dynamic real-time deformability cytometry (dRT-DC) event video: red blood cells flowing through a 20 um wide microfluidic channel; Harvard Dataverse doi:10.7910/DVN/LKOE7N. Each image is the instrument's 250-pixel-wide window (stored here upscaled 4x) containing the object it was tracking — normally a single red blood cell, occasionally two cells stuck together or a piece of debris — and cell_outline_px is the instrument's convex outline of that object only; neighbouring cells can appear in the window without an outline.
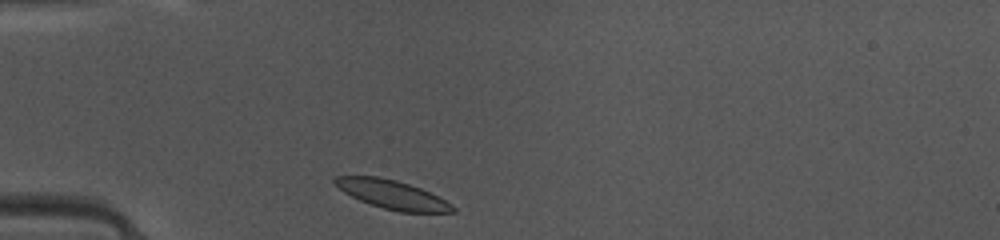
{"species": "common noctule bat (a hibernating species)", "species_latin": "Nyctalus noctula", "temperature_condition": "warm", "stored_images_in_passage": 35, "camera_frame_rate_fps": 3000, "um_per_image_px": 0.085, "animal": {"sex": "female", "body_mass_g": 10.0, "forearm_length_mm": 53.1}, "frame": {"image": 1, "passage_image": 1, "time_ms": 0.0, "image_size_px": [1000, 240], "cell_outline_px": [[456, 212], [400, 212], [384, 208], [360, 200], [344, 192], [332, 180], [336, 176], [376, 176], [396, 180], [420, 188], [452, 204], [456, 208]], "centroid_in_image_um": [33.35, 16.53], "position_along_channel_um": 51.7, "area_um2": 19.31}}
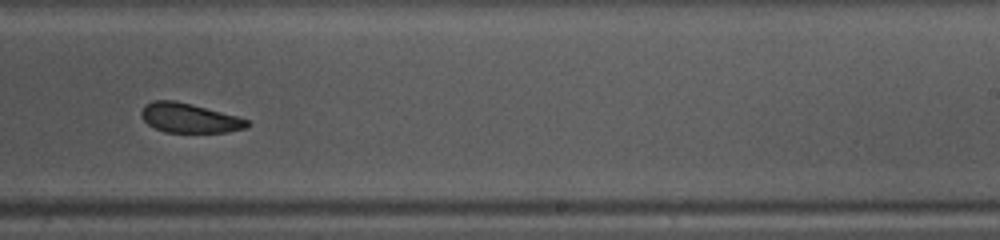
{"frame": {"image": 2, "passage_image": 18, "time_ms": 5.667, "image_size_px": [1000, 240], "cell_outline_px": [[252, 124], [244, 128], [228, 132], [164, 132], [148, 124], [140, 116], [140, 112], [144, 104], [156, 100], [176, 100], [192, 104], [236, 116], [248, 120]], "centroid_in_image_um": [16.07, 10.02], "position_along_channel_um": 272.9, "area_um2": 18.15}}
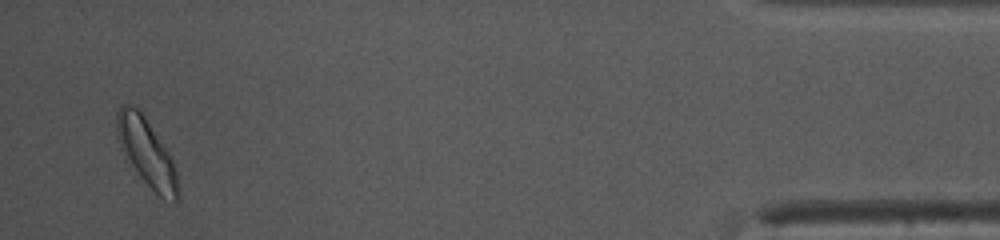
{"frame": {"image": 3, "passage_image": 34, "time_ms": 11.0, "image_size_px": [1000, 240], "cell_outline_px": [[180, 200], [176, 204], [164, 200], [140, 176], [120, 148], [116, 128], [116, 112], [120, 104], [128, 104], [140, 108], [168, 152], [176, 168]], "centroid_in_image_um": [12.48, 12.94], "position_along_channel_um": 422.7, "area_um2": 24.16}, "authors_computed_cell_mechanics": {"area_um2": 19.652, "velocity_mm_per_s": 4.1364, "shape_relaxation_time_tau1_ms": 2.4772, "shape_relaxation_time_tau2_ms": 4.2812, "deformation_change_tau1": 0.117, "deformation_change_tau2": 0.0951}}